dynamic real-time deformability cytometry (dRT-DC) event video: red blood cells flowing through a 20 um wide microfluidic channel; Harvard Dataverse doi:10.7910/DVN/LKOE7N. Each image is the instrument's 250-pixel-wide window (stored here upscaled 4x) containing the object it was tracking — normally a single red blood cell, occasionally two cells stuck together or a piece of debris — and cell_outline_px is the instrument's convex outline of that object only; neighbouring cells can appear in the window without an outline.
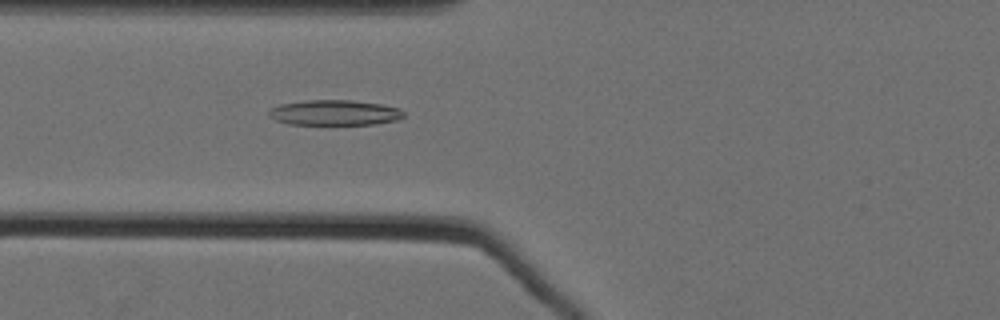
{"species": "Egyptian fruit bat (a non-hibernating species)", "species_latin": "Rousettus aegyptiacus", "temperature_condition": "cold", "stored_images_in_passage": 62, "camera_frame_rate_fps": 3000, "um_per_image_px": 0.085, "animal": {"sex": "female"}, "frame": {"image": 1, "passage_image": 28, "time_ms": 9.0, "image_size_px": [1000, 320], "cell_outline_px": [[404, 116], [396, 120], [372, 124], [288, 124], [276, 120], [268, 116], [268, 108], [280, 104], [304, 100], [352, 100], [380, 104], [396, 108], [404, 112]], "centroid_in_image_um": [28.36, 9.57], "position_along_channel_um": 97.4, "area_um2": 19.83}}
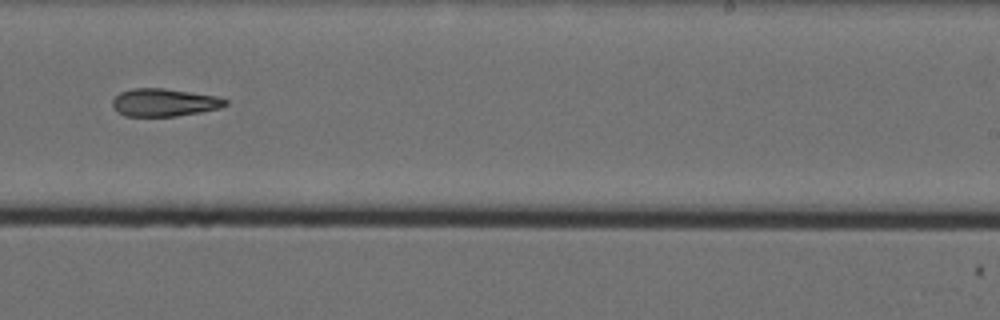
{"frame": {"image": 2, "passage_image": 43, "time_ms": 14.0, "image_size_px": [1000, 320], "cell_outline_px": [[228, 104], [220, 108], [200, 112], [176, 116], [124, 116], [116, 112], [112, 108], [112, 100], [120, 92], [132, 88], [164, 88], [216, 96], [228, 100]], "centroid_in_image_um": [13.92, 8.71], "position_along_channel_um": 275.1, "area_um2": 18.38}}
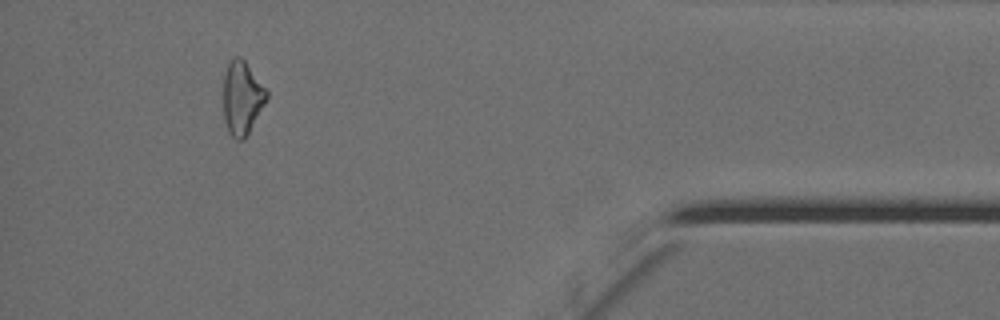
{"frame": {"image": 3, "passage_image": 58, "time_ms": 19.0, "image_size_px": [1000, 320], "cell_outline_px": [[268, 96], [264, 104], [244, 140], [236, 140], [228, 132], [224, 120], [224, 76], [228, 60], [232, 56], [240, 56], [244, 60], [268, 92]], "centroid_in_image_um": [20.55, 8.3], "position_along_channel_um": 414.7, "area_um2": 18.38}}